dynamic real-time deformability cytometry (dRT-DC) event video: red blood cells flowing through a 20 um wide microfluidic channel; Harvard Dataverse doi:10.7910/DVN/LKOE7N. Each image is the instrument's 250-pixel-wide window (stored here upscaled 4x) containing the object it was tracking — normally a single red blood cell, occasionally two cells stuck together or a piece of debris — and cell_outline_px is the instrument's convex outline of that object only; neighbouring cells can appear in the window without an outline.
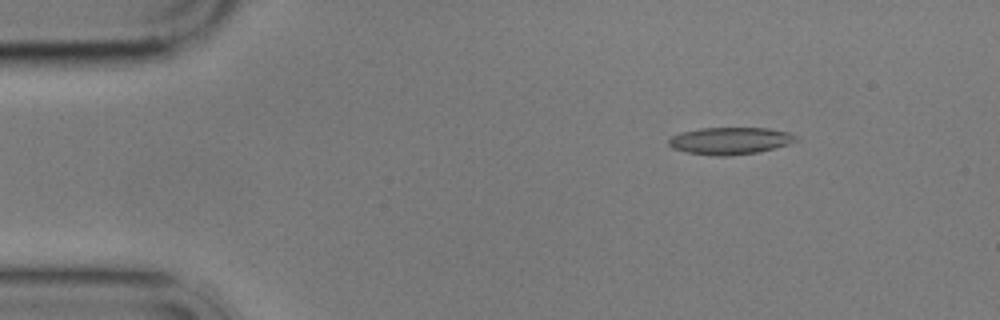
{"species": "common noctule bat (a hibernating species)", "species_latin": "Nyctalus noctula", "temperature_condition": "cold", "stored_images_in_passage": 15, "camera_frame_rate_fps": 3000, "um_per_image_px": 0.085, "animal": {"sex": "male", "body_mass_g": 17.9}, "frame": {"image": 1, "passage_image": 3, "time_ms": 2.333, "image_size_px": [1000, 320], "cell_outline_px": [[796, 140], [788, 144], [756, 152], [728, 156], [712, 156], [688, 152], [672, 148], [668, 144], [668, 140], [672, 136], [680, 132], [700, 128], [768, 128], [788, 132], [796, 136]], "centroid_in_image_um": [62.0, 11.96], "position_along_channel_um": 23.0, "area_um2": 19.94}}
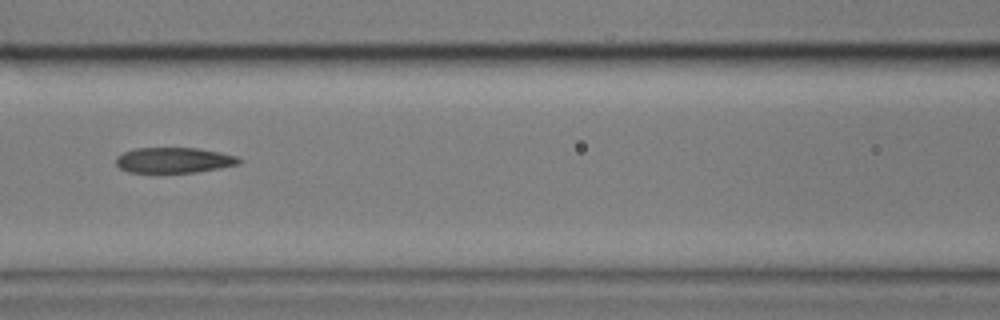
{"frame": {"image": 2, "passage_image": 7, "time_ms": 8.0, "image_size_px": [1000, 320], "cell_outline_px": [[244, 160], [240, 164], [220, 168], [196, 172], [156, 176], [128, 172], [120, 168], [116, 164], [116, 156], [124, 152], [136, 148], [196, 148], [220, 152], [236, 156]], "centroid_in_image_um": [14.75, 13.67], "position_along_channel_um": 151.9, "area_um2": 19.25}}
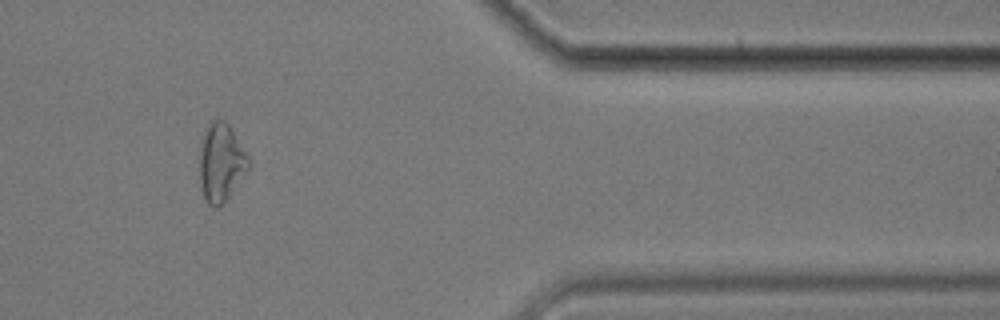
{"frame": {"image": 3, "passage_image": 13, "time_ms": 15.667, "image_size_px": [1000, 320], "cell_outline_px": [[252, 164], [224, 204], [216, 208], [212, 208], [204, 200], [200, 184], [200, 140], [204, 128], [216, 116], [224, 120], [228, 124], [248, 156]], "centroid_in_image_um": [18.77, 13.81], "position_along_channel_um": 392.6, "area_um2": 22.83}}